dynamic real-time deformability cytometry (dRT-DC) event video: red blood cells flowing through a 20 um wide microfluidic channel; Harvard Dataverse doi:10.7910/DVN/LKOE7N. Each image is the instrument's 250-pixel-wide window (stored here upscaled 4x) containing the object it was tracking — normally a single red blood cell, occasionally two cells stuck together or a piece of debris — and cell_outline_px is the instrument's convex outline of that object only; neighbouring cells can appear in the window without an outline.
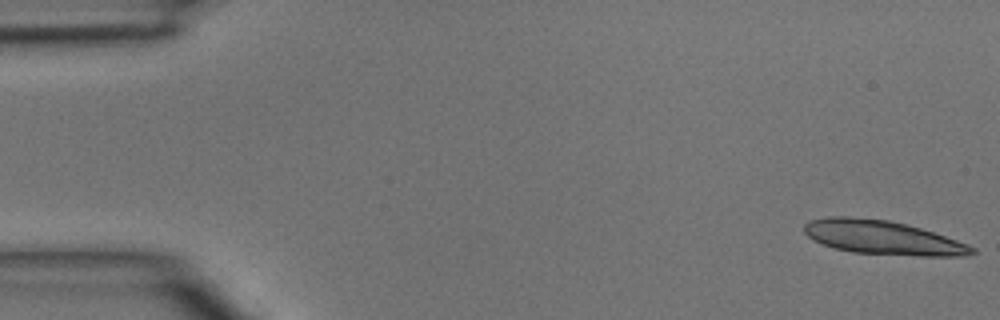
{"species": "common noctule bat (a hibernating species)", "species_latin": "Nyctalus noctula", "temperature_condition": "room temperature", "stored_images_in_passage": 11, "camera_frame_rate_fps": 3000, "um_per_image_px": 0.085, "animal": {"sex": "male", "body_mass_g": 15.6}, "frame": {"image": 1, "passage_image": 1, "time_ms": 0.0, "image_size_px": [1000, 320], "cell_outline_px": [[976, 252], [964, 256], [916, 256], [852, 252], [836, 248], [812, 240], [804, 232], [804, 224], [808, 220], [828, 216], [848, 216], [888, 220], [908, 224], [968, 244], [976, 248]], "centroid_in_image_um": [75.0, 20.18], "position_along_channel_um": 10.0, "area_um2": 33.23}}